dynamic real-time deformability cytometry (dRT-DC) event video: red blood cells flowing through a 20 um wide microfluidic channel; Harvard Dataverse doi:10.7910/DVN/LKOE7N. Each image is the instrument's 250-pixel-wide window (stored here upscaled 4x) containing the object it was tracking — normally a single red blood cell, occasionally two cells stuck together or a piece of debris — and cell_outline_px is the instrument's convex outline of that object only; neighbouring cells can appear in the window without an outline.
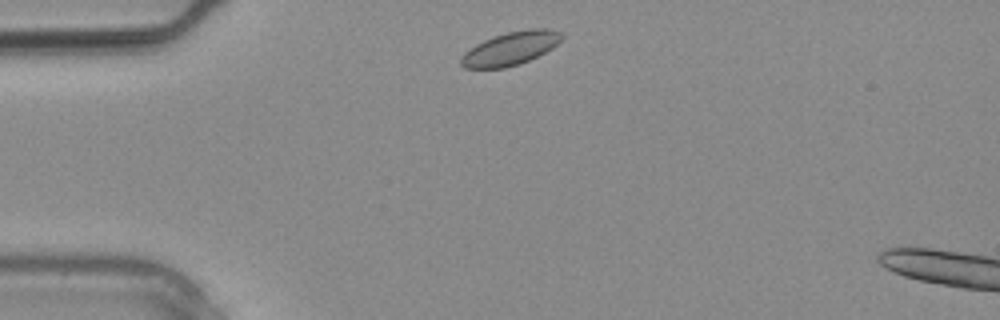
{"species": "common noctule bat (a hibernating species)", "species_latin": "Nyctalus noctula", "temperature_condition": "warm", "stored_images_in_passage": 2, "camera_frame_rate_fps": 3000, "um_per_image_px": 0.085, "animal": {"sex": "male", "body_mass_g": 20.4}, "frame": {"image": 1, "passage_image": 1, "time_ms": 0.0, "image_size_px": [1000, 320], "cell_outline_px": [[564, 36], [552, 48], [520, 64], [504, 68], [464, 68], [460, 64], [460, 56], [464, 52], [476, 44], [484, 40], [508, 32], [528, 28], [544, 28], [560, 32]], "centroid_in_image_um": [43.36, 4.12], "position_along_channel_um": 41.6, "area_um2": 19.36}}